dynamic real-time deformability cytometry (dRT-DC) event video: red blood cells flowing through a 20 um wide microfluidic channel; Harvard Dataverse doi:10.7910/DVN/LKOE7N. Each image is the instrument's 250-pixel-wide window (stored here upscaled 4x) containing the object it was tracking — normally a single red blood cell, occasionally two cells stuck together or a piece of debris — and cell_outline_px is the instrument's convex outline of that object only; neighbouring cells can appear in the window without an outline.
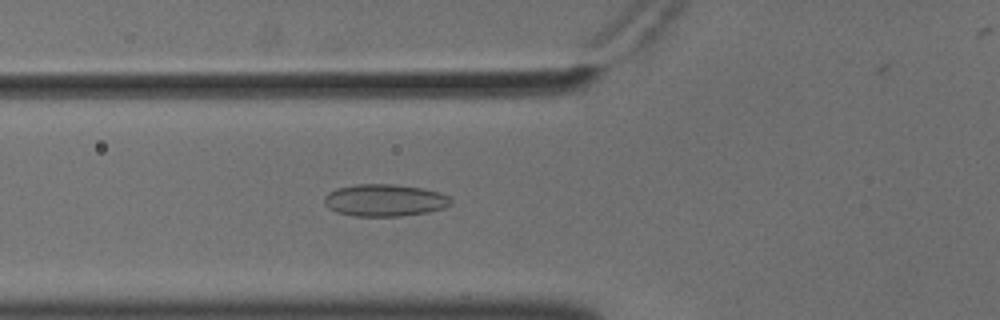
{"species": "common noctule bat (a hibernating species)", "species_latin": "Nyctalus noctula", "temperature_condition": "cold", "stored_images_in_passage": 40, "camera_frame_rate_fps": 3000, "um_per_image_px": 0.085, "animal": {"sex": "male", "body_mass_g": 18.8}, "frame": {"image": 1, "passage_image": 4, "time_ms": 1.0, "image_size_px": [1000, 320], "cell_outline_px": [[452, 204], [444, 208], [428, 212], [400, 216], [352, 216], [336, 212], [328, 208], [324, 204], [324, 196], [328, 192], [336, 188], [356, 184], [392, 184], [424, 188], [440, 192], [448, 196], [452, 200]], "centroid_in_image_um": [32.69, 17.02], "position_along_channel_um": 93.1, "area_um2": 23.99}}
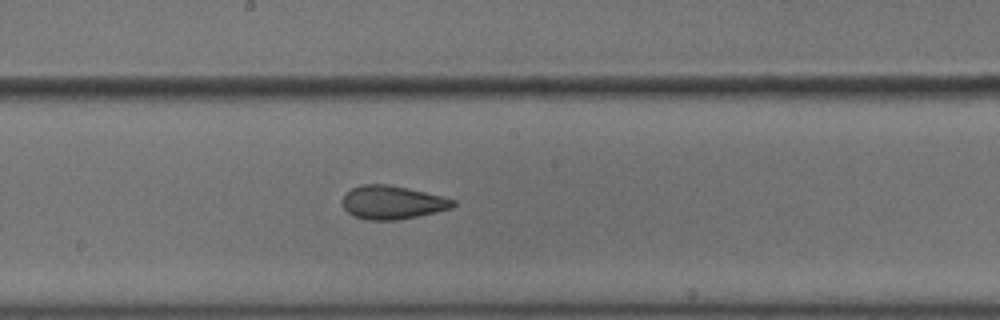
{"frame": {"image": 2, "passage_image": 14, "time_ms": 4.333, "image_size_px": [1000, 320], "cell_outline_px": [[456, 204], [452, 208], [436, 212], [396, 220], [368, 220], [352, 216], [344, 208], [344, 196], [352, 188], [360, 184], [388, 184], [408, 188], [444, 196], [456, 200]], "centroid_in_image_um": [33.38, 17.2], "position_along_channel_um": 214.8, "area_um2": 21.56}}
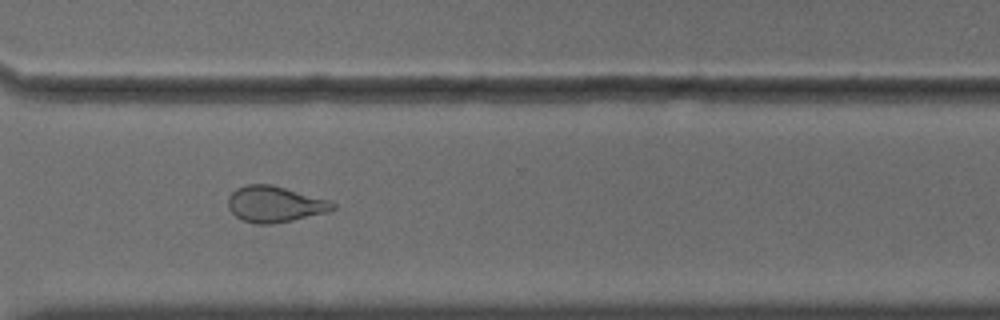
{"frame": {"image": 3, "passage_image": 25, "time_ms": 8.0, "image_size_px": [1000, 320], "cell_outline_px": [[336, 208], [328, 212], [292, 220], [272, 224], [256, 224], [240, 220], [228, 208], [228, 196], [236, 188], [248, 184], [272, 184], [332, 200], [336, 204]], "centroid_in_image_um": [23.38, 17.35], "position_along_channel_um": 347.2, "area_um2": 22.31}}